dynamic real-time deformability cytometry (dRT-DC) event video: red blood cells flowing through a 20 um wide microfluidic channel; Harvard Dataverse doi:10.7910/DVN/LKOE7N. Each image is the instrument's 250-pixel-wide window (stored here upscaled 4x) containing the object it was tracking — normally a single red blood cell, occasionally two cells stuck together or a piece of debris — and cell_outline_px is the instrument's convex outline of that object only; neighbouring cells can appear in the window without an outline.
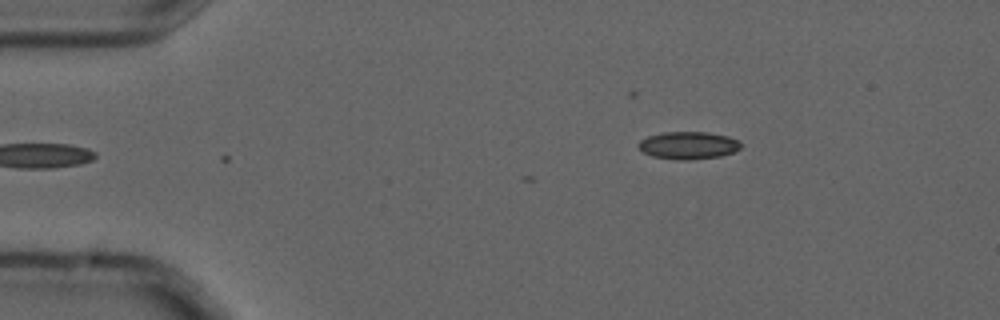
{"species": "common noctule bat (a hibernating species)", "species_latin": "Nyctalus noctula", "temperature_condition": "cold", "stored_images_in_passage": 6, "camera_frame_rate_fps": 3000, "um_per_image_px": 0.085, "animal": {"sex": "male", "forearm_length_mm": 52.5}, "frame": {"image": 1, "passage_image": 6, "time_ms": 1.667, "image_size_px": [1000, 320], "cell_outline_px": [[744, 144], [740, 148], [732, 152], [720, 156], [688, 160], [680, 160], [652, 156], [644, 152], [636, 144], [640, 140], [648, 136], [664, 132], [708, 132], [728, 136], [740, 140]], "centroid_in_image_um": [58.54, 12.34], "position_along_channel_um": 26.5, "area_um2": 16.47}}